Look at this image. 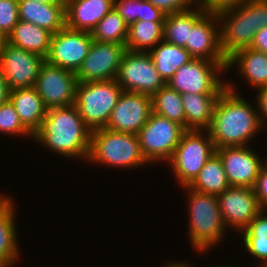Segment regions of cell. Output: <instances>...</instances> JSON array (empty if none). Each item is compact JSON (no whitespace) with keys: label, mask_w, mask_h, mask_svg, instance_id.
Wrapping results in <instances>:
<instances>
[{"label":"cell","mask_w":267,"mask_h":267,"mask_svg":"<svg viewBox=\"0 0 267 267\" xmlns=\"http://www.w3.org/2000/svg\"><path fill=\"white\" fill-rule=\"evenodd\" d=\"M261 125L257 110L228 82L215 103L211 124L206 130L217 149L246 146Z\"/></svg>","instance_id":"cell-1"},{"label":"cell","mask_w":267,"mask_h":267,"mask_svg":"<svg viewBox=\"0 0 267 267\" xmlns=\"http://www.w3.org/2000/svg\"><path fill=\"white\" fill-rule=\"evenodd\" d=\"M91 130L86 126L73 104L48 109L39 129L33 134L48 149L71 158L88 159Z\"/></svg>","instance_id":"cell-2"},{"label":"cell","mask_w":267,"mask_h":267,"mask_svg":"<svg viewBox=\"0 0 267 267\" xmlns=\"http://www.w3.org/2000/svg\"><path fill=\"white\" fill-rule=\"evenodd\" d=\"M221 50L228 59L241 49L250 48L256 33L267 26V0H248L217 14Z\"/></svg>","instance_id":"cell-3"},{"label":"cell","mask_w":267,"mask_h":267,"mask_svg":"<svg viewBox=\"0 0 267 267\" xmlns=\"http://www.w3.org/2000/svg\"><path fill=\"white\" fill-rule=\"evenodd\" d=\"M88 161L111 167H137L148 163L142 153L138 135L107 128L91 132ZM145 163V164H144Z\"/></svg>","instance_id":"cell-4"},{"label":"cell","mask_w":267,"mask_h":267,"mask_svg":"<svg viewBox=\"0 0 267 267\" xmlns=\"http://www.w3.org/2000/svg\"><path fill=\"white\" fill-rule=\"evenodd\" d=\"M189 192V237L194 249L206 251L224 237L225 225L216 195L198 192L184 186Z\"/></svg>","instance_id":"cell-5"},{"label":"cell","mask_w":267,"mask_h":267,"mask_svg":"<svg viewBox=\"0 0 267 267\" xmlns=\"http://www.w3.org/2000/svg\"><path fill=\"white\" fill-rule=\"evenodd\" d=\"M123 91L115 79L77 83L74 105L91 131L106 127Z\"/></svg>","instance_id":"cell-6"},{"label":"cell","mask_w":267,"mask_h":267,"mask_svg":"<svg viewBox=\"0 0 267 267\" xmlns=\"http://www.w3.org/2000/svg\"><path fill=\"white\" fill-rule=\"evenodd\" d=\"M204 131L186 130L176 146L171 159L168 161L178 182L188 186L198 175L209 158L216 152L209 133ZM204 137V138H203Z\"/></svg>","instance_id":"cell-7"},{"label":"cell","mask_w":267,"mask_h":267,"mask_svg":"<svg viewBox=\"0 0 267 267\" xmlns=\"http://www.w3.org/2000/svg\"><path fill=\"white\" fill-rule=\"evenodd\" d=\"M186 129L168 118L151 113L138 133L142 153L151 164L169 161Z\"/></svg>","instance_id":"cell-8"},{"label":"cell","mask_w":267,"mask_h":267,"mask_svg":"<svg viewBox=\"0 0 267 267\" xmlns=\"http://www.w3.org/2000/svg\"><path fill=\"white\" fill-rule=\"evenodd\" d=\"M226 65L227 63L192 59L182 65L166 84L180 94L221 93L226 88V82L223 83L216 73L226 70Z\"/></svg>","instance_id":"cell-9"},{"label":"cell","mask_w":267,"mask_h":267,"mask_svg":"<svg viewBox=\"0 0 267 267\" xmlns=\"http://www.w3.org/2000/svg\"><path fill=\"white\" fill-rule=\"evenodd\" d=\"M124 91L153 95L166 85L148 52L126 50L115 79Z\"/></svg>","instance_id":"cell-10"},{"label":"cell","mask_w":267,"mask_h":267,"mask_svg":"<svg viewBox=\"0 0 267 267\" xmlns=\"http://www.w3.org/2000/svg\"><path fill=\"white\" fill-rule=\"evenodd\" d=\"M77 83L76 73L52 65L45 60L34 88L48 110L73 105Z\"/></svg>","instance_id":"cell-11"},{"label":"cell","mask_w":267,"mask_h":267,"mask_svg":"<svg viewBox=\"0 0 267 267\" xmlns=\"http://www.w3.org/2000/svg\"><path fill=\"white\" fill-rule=\"evenodd\" d=\"M93 43L91 32L64 27L52 35L48 63L74 73L80 69Z\"/></svg>","instance_id":"cell-12"},{"label":"cell","mask_w":267,"mask_h":267,"mask_svg":"<svg viewBox=\"0 0 267 267\" xmlns=\"http://www.w3.org/2000/svg\"><path fill=\"white\" fill-rule=\"evenodd\" d=\"M126 47L112 42L94 41L76 73L81 83L116 79Z\"/></svg>","instance_id":"cell-13"},{"label":"cell","mask_w":267,"mask_h":267,"mask_svg":"<svg viewBox=\"0 0 267 267\" xmlns=\"http://www.w3.org/2000/svg\"><path fill=\"white\" fill-rule=\"evenodd\" d=\"M45 59L6 41L0 53V71L10 90L34 87Z\"/></svg>","instance_id":"cell-14"},{"label":"cell","mask_w":267,"mask_h":267,"mask_svg":"<svg viewBox=\"0 0 267 267\" xmlns=\"http://www.w3.org/2000/svg\"><path fill=\"white\" fill-rule=\"evenodd\" d=\"M153 112L151 95L123 91L105 128L138 135Z\"/></svg>","instance_id":"cell-15"},{"label":"cell","mask_w":267,"mask_h":267,"mask_svg":"<svg viewBox=\"0 0 267 267\" xmlns=\"http://www.w3.org/2000/svg\"><path fill=\"white\" fill-rule=\"evenodd\" d=\"M217 200L225 227L234 226L240 233L261 211L253 188L230 186L217 195Z\"/></svg>","instance_id":"cell-16"},{"label":"cell","mask_w":267,"mask_h":267,"mask_svg":"<svg viewBox=\"0 0 267 267\" xmlns=\"http://www.w3.org/2000/svg\"><path fill=\"white\" fill-rule=\"evenodd\" d=\"M249 146L216 149L230 186L253 188L263 162Z\"/></svg>","instance_id":"cell-17"},{"label":"cell","mask_w":267,"mask_h":267,"mask_svg":"<svg viewBox=\"0 0 267 267\" xmlns=\"http://www.w3.org/2000/svg\"><path fill=\"white\" fill-rule=\"evenodd\" d=\"M217 24H220L217 14L205 13L189 30L185 49L193 59L227 63L221 50L220 27Z\"/></svg>","instance_id":"cell-18"},{"label":"cell","mask_w":267,"mask_h":267,"mask_svg":"<svg viewBox=\"0 0 267 267\" xmlns=\"http://www.w3.org/2000/svg\"><path fill=\"white\" fill-rule=\"evenodd\" d=\"M114 9V0H67L66 27L91 32Z\"/></svg>","instance_id":"cell-19"},{"label":"cell","mask_w":267,"mask_h":267,"mask_svg":"<svg viewBox=\"0 0 267 267\" xmlns=\"http://www.w3.org/2000/svg\"><path fill=\"white\" fill-rule=\"evenodd\" d=\"M19 20L37 25L55 34L66 26L65 4H46L19 0Z\"/></svg>","instance_id":"cell-20"},{"label":"cell","mask_w":267,"mask_h":267,"mask_svg":"<svg viewBox=\"0 0 267 267\" xmlns=\"http://www.w3.org/2000/svg\"><path fill=\"white\" fill-rule=\"evenodd\" d=\"M9 100L14 105L23 126L33 135L47 112L36 89L29 87L10 90Z\"/></svg>","instance_id":"cell-21"},{"label":"cell","mask_w":267,"mask_h":267,"mask_svg":"<svg viewBox=\"0 0 267 267\" xmlns=\"http://www.w3.org/2000/svg\"><path fill=\"white\" fill-rule=\"evenodd\" d=\"M7 195L0 197V267H10L19 258L15 228V207Z\"/></svg>","instance_id":"cell-22"},{"label":"cell","mask_w":267,"mask_h":267,"mask_svg":"<svg viewBox=\"0 0 267 267\" xmlns=\"http://www.w3.org/2000/svg\"><path fill=\"white\" fill-rule=\"evenodd\" d=\"M221 93H183L185 129L206 130L213 117L215 103Z\"/></svg>","instance_id":"cell-23"},{"label":"cell","mask_w":267,"mask_h":267,"mask_svg":"<svg viewBox=\"0 0 267 267\" xmlns=\"http://www.w3.org/2000/svg\"><path fill=\"white\" fill-rule=\"evenodd\" d=\"M52 33L35 24L19 20L7 42L46 59L50 50Z\"/></svg>","instance_id":"cell-24"},{"label":"cell","mask_w":267,"mask_h":267,"mask_svg":"<svg viewBox=\"0 0 267 267\" xmlns=\"http://www.w3.org/2000/svg\"><path fill=\"white\" fill-rule=\"evenodd\" d=\"M235 64L250 85L257 89L267 86V54L252 48L241 49L227 59L226 69Z\"/></svg>","instance_id":"cell-25"},{"label":"cell","mask_w":267,"mask_h":267,"mask_svg":"<svg viewBox=\"0 0 267 267\" xmlns=\"http://www.w3.org/2000/svg\"><path fill=\"white\" fill-rule=\"evenodd\" d=\"M176 13L166 14L164 21L163 40L185 48L189 42V30L206 13L201 5Z\"/></svg>","instance_id":"cell-26"},{"label":"cell","mask_w":267,"mask_h":267,"mask_svg":"<svg viewBox=\"0 0 267 267\" xmlns=\"http://www.w3.org/2000/svg\"><path fill=\"white\" fill-rule=\"evenodd\" d=\"M157 45L152 50L150 49L148 54L151 56L159 75L167 83L182 65L187 64L193 58L185 48L168 43L165 40Z\"/></svg>","instance_id":"cell-27"},{"label":"cell","mask_w":267,"mask_h":267,"mask_svg":"<svg viewBox=\"0 0 267 267\" xmlns=\"http://www.w3.org/2000/svg\"><path fill=\"white\" fill-rule=\"evenodd\" d=\"M187 187L216 196L230 187L221 158L214 153Z\"/></svg>","instance_id":"cell-28"},{"label":"cell","mask_w":267,"mask_h":267,"mask_svg":"<svg viewBox=\"0 0 267 267\" xmlns=\"http://www.w3.org/2000/svg\"><path fill=\"white\" fill-rule=\"evenodd\" d=\"M164 22L137 21L128 26L126 50L149 52L163 40ZM147 50V51H146Z\"/></svg>","instance_id":"cell-29"},{"label":"cell","mask_w":267,"mask_h":267,"mask_svg":"<svg viewBox=\"0 0 267 267\" xmlns=\"http://www.w3.org/2000/svg\"><path fill=\"white\" fill-rule=\"evenodd\" d=\"M153 112L176 122L185 128V112L182 96L167 84L152 96Z\"/></svg>","instance_id":"cell-30"},{"label":"cell","mask_w":267,"mask_h":267,"mask_svg":"<svg viewBox=\"0 0 267 267\" xmlns=\"http://www.w3.org/2000/svg\"><path fill=\"white\" fill-rule=\"evenodd\" d=\"M92 39L99 42H112L125 46L128 25L119 13L112 9L91 31Z\"/></svg>","instance_id":"cell-31"},{"label":"cell","mask_w":267,"mask_h":267,"mask_svg":"<svg viewBox=\"0 0 267 267\" xmlns=\"http://www.w3.org/2000/svg\"><path fill=\"white\" fill-rule=\"evenodd\" d=\"M0 132L8 135L18 134L27 137L31 135V137H33V135L23 126L15 107L10 100L0 106Z\"/></svg>","instance_id":"cell-32"},{"label":"cell","mask_w":267,"mask_h":267,"mask_svg":"<svg viewBox=\"0 0 267 267\" xmlns=\"http://www.w3.org/2000/svg\"><path fill=\"white\" fill-rule=\"evenodd\" d=\"M19 0H0V31L7 37L19 21Z\"/></svg>","instance_id":"cell-33"},{"label":"cell","mask_w":267,"mask_h":267,"mask_svg":"<svg viewBox=\"0 0 267 267\" xmlns=\"http://www.w3.org/2000/svg\"><path fill=\"white\" fill-rule=\"evenodd\" d=\"M114 10L130 24L140 21L141 0H114Z\"/></svg>","instance_id":"cell-34"},{"label":"cell","mask_w":267,"mask_h":267,"mask_svg":"<svg viewBox=\"0 0 267 267\" xmlns=\"http://www.w3.org/2000/svg\"><path fill=\"white\" fill-rule=\"evenodd\" d=\"M156 8L161 9L165 14L176 13L192 8L200 3V0H147ZM194 1V2H193Z\"/></svg>","instance_id":"cell-35"},{"label":"cell","mask_w":267,"mask_h":267,"mask_svg":"<svg viewBox=\"0 0 267 267\" xmlns=\"http://www.w3.org/2000/svg\"><path fill=\"white\" fill-rule=\"evenodd\" d=\"M242 232L243 238L267 237V216H265V212L260 211Z\"/></svg>","instance_id":"cell-36"},{"label":"cell","mask_w":267,"mask_h":267,"mask_svg":"<svg viewBox=\"0 0 267 267\" xmlns=\"http://www.w3.org/2000/svg\"><path fill=\"white\" fill-rule=\"evenodd\" d=\"M243 243L251 256L262 260L261 265L267 261V237L243 238Z\"/></svg>","instance_id":"cell-37"},{"label":"cell","mask_w":267,"mask_h":267,"mask_svg":"<svg viewBox=\"0 0 267 267\" xmlns=\"http://www.w3.org/2000/svg\"><path fill=\"white\" fill-rule=\"evenodd\" d=\"M253 189L255 196L257 197L260 210L265 212L267 210V164L266 163H264L261 166Z\"/></svg>","instance_id":"cell-38"},{"label":"cell","mask_w":267,"mask_h":267,"mask_svg":"<svg viewBox=\"0 0 267 267\" xmlns=\"http://www.w3.org/2000/svg\"><path fill=\"white\" fill-rule=\"evenodd\" d=\"M248 0H200V5L206 13L219 14L233 9Z\"/></svg>","instance_id":"cell-39"},{"label":"cell","mask_w":267,"mask_h":267,"mask_svg":"<svg viewBox=\"0 0 267 267\" xmlns=\"http://www.w3.org/2000/svg\"><path fill=\"white\" fill-rule=\"evenodd\" d=\"M166 14L147 0H141L140 21L164 22Z\"/></svg>","instance_id":"cell-40"},{"label":"cell","mask_w":267,"mask_h":267,"mask_svg":"<svg viewBox=\"0 0 267 267\" xmlns=\"http://www.w3.org/2000/svg\"><path fill=\"white\" fill-rule=\"evenodd\" d=\"M258 96H257V105H258V114L259 115V119H260V122L263 126V122H264V118H265V121L266 118H267V86L265 87H261V88H258Z\"/></svg>","instance_id":"cell-41"},{"label":"cell","mask_w":267,"mask_h":267,"mask_svg":"<svg viewBox=\"0 0 267 267\" xmlns=\"http://www.w3.org/2000/svg\"><path fill=\"white\" fill-rule=\"evenodd\" d=\"M250 48L267 54V26L258 30Z\"/></svg>","instance_id":"cell-42"},{"label":"cell","mask_w":267,"mask_h":267,"mask_svg":"<svg viewBox=\"0 0 267 267\" xmlns=\"http://www.w3.org/2000/svg\"><path fill=\"white\" fill-rule=\"evenodd\" d=\"M9 98H10V89L7 80L0 71V106L9 101Z\"/></svg>","instance_id":"cell-43"},{"label":"cell","mask_w":267,"mask_h":267,"mask_svg":"<svg viewBox=\"0 0 267 267\" xmlns=\"http://www.w3.org/2000/svg\"><path fill=\"white\" fill-rule=\"evenodd\" d=\"M39 3H46V4H65L63 0H33Z\"/></svg>","instance_id":"cell-44"},{"label":"cell","mask_w":267,"mask_h":267,"mask_svg":"<svg viewBox=\"0 0 267 267\" xmlns=\"http://www.w3.org/2000/svg\"><path fill=\"white\" fill-rule=\"evenodd\" d=\"M167 266H165V267H191V266H189L187 263H183V262H175V263H167L166 264Z\"/></svg>","instance_id":"cell-45"},{"label":"cell","mask_w":267,"mask_h":267,"mask_svg":"<svg viewBox=\"0 0 267 267\" xmlns=\"http://www.w3.org/2000/svg\"><path fill=\"white\" fill-rule=\"evenodd\" d=\"M6 41H7V37H5L0 31V53H1V50L4 48Z\"/></svg>","instance_id":"cell-46"},{"label":"cell","mask_w":267,"mask_h":267,"mask_svg":"<svg viewBox=\"0 0 267 267\" xmlns=\"http://www.w3.org/2000/svg\"><path fill=\"white\" fill-rule=\"evenodd\" d=\"M259 267H267V261L263 265H259Z\"/></svg>","instance_id":"cell-47"},{"label":"cell","mask_w":267,"mask_h":267,"mask_svg":"<svg viewBox=\"0 0 267 267\" xmlns=\"http://www.w3.org/2000/svg\"><path fill=\"white\" fill-rule=\"evenodd\" d=\"M214 267H229V266H222V265L220 266V265H218V266H214ZM230 267H231V266H230Z\"/></svg>","instance_id":"cell-48"}]
</instances>
